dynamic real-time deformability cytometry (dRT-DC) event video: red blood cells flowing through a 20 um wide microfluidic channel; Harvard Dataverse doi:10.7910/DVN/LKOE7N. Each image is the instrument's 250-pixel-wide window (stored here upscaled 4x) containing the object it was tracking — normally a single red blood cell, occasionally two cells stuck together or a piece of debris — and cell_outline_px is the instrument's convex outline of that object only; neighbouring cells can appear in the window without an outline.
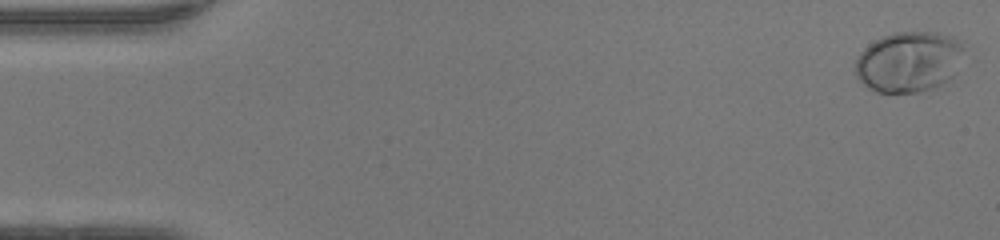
{"species": "human", "species_latin": "Homo sapiens", "temperature_condition": "warm", "stored_images_in_passage": 49, "camera_frame_rate_fps": 3000, "um_per_image_px": 0.085, "donor": {"sex": "female"}, "frame": {"image": 1, "passage_image": 1, "time_ms": 0.0, "image_size_px": [1000, 240], "cell_outline_px": [[964, 48], [952, 76], [948, 80], [932, 88], [920, 92], [876, 92], [868, 88], [856, 76], [856, 60], [860, 52], [868, 44], [884, 36], [896, 32], [940, 32], [952, 36], [960, 40]], "centroid_in_image_um": [77.23, 5.24], "position_along_channel_um": 7.8, "area_um2": 38.15}}
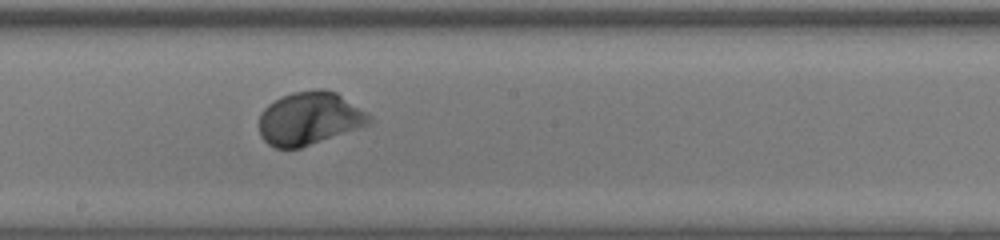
{"frame": {"image": 2, "passage_image": 27, "time_ms": 8.667, "image_size_px": [1000, 240], "cell_outline_px": [[372, 124], [300, 148], [276, 148], [268, 144], [260, 136], [260, 112], [268, 104], [280, 96], [292, 92], [316, 88], [324, 88], [336, 92], [372, 116]], "centroid_in_image_um": [26.31, 10.05], "position_along_channel_um": 221.9, "area_um2": 34.33}}
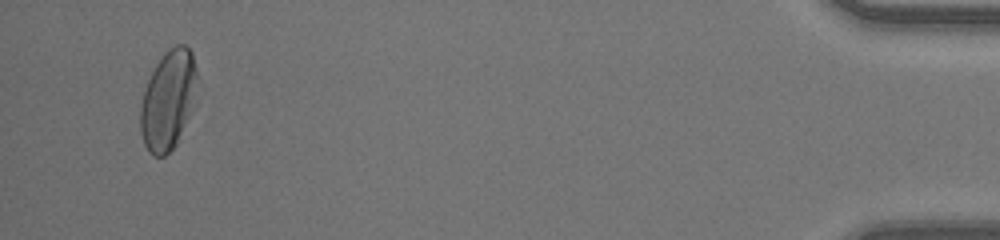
{"frame": {"image": 3, "passage_image": 47, "time_ms": 15.333, "image_size_px": [1000, 240], "cell_outline_px": [[200, 80], [188, 116], [176, 144], [164, 156], [152, 156], [148, 152], [144, 144], [140, 132], [140, 108], [144, 88], [156, 64], [164, 52], [168, 48], [176, 44], [184, 44], [192, 52]], "centroid_in_image_um": [14.29, 8.46], "position_along_channel_um": 420.9, "area_um2": 33.0}, "authors_computed_cell_mechanics": {"area_um2": 32.946, "velocity_mm_per_s": 4.2416, "shape_relaxation_time_tau1_ms": 1.8041, "shape_relaxation_time_tau2_ms": null, "deformation_change_tau1": 0.1461, "deformation_change_tau2": null}}